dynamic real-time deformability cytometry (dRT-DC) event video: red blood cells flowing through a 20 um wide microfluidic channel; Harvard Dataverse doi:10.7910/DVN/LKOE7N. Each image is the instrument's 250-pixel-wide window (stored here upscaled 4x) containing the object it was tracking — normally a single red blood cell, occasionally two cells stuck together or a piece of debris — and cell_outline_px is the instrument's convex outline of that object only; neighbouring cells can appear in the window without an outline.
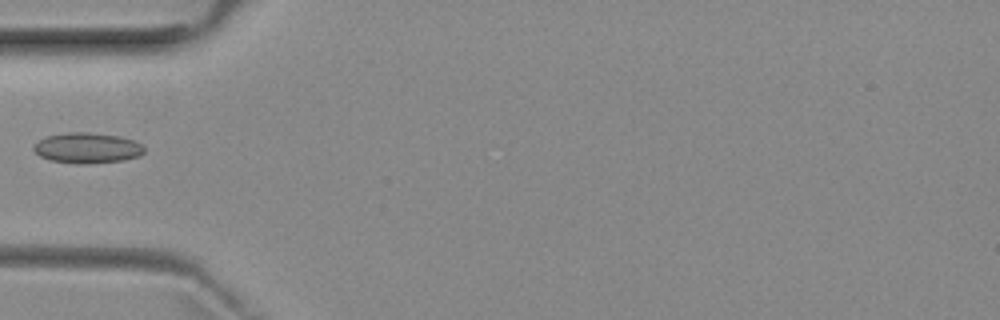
{"species": "common noctule bat (a hibernating species)", "species_latin": "Nyctalus noctula", "temperature_condition": "room temperature", "stored_images_in_passage": 6, "camera_frame_rate_fps": 3000, "um_per_image_px": 0.085, "animal": {"sex": "female", "body_mass_g": 29.2, "forearm_length_mm": 56.3}, "frame": {"image": 1, "passage_image": 5, "time_ms": 5.667, "image_size_px": [1000, 320], "cell_outline_px": [[144, 152], [140, 156], [124, 160], [84, 164], [76, 164], [52, 160], [40, 156], [32, 148], [32, 144], [48, 136], [68, 132], [88, 132], [120, 136], [136, 140], [144, 144]], "centroid_in_image_um": [7.46, 12.57], "position_along_channel_um": 77.5, "area_um2": 19.83}}
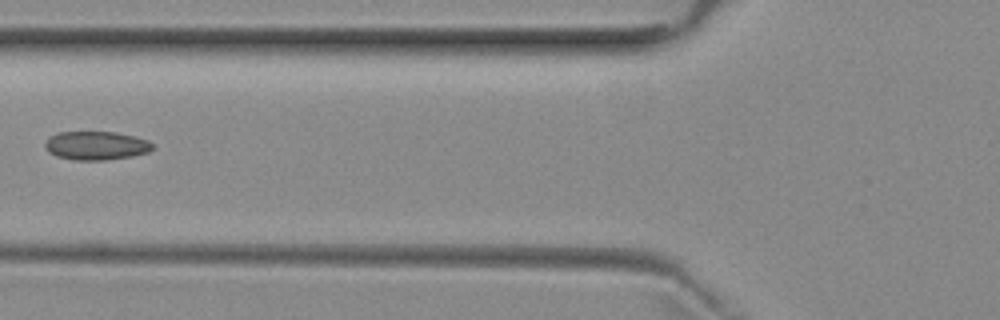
{"frame": {"image": 2, "passage_image": 6, "time_ms": 6.667, "image_size_px": [1000, 320], "cell_outline_px": [[152, 148], [148, 152], [132, 156], [104, 160], [76, 160], [56, 156], [48, 152], [44, 144], [52, 136], [60, 132], [116, 132], [136, 136], [148, 140], [152, 144]], "centroid_in_image_um": [8.19, 12.37], "position_along_channel_um": 117.6, "area_um2": 17.8}}